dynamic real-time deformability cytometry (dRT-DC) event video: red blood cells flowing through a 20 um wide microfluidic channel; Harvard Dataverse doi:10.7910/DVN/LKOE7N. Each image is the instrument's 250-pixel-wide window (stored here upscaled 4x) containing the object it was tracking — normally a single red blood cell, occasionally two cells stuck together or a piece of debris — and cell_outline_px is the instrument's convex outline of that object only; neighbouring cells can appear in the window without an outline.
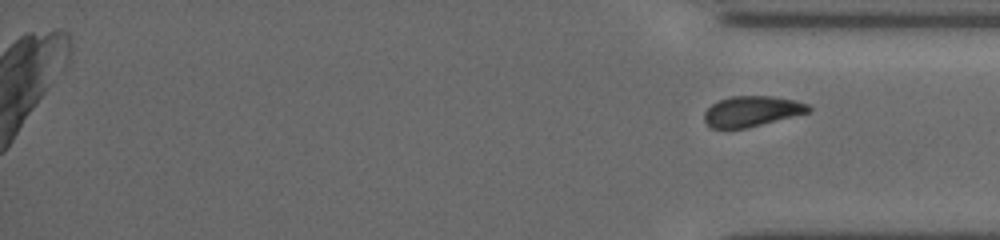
{"species": "common noctule bat (a hibernating species)", "species_latin": "Nyctalus noctula", "temperature_condition": "cold", "stored_images_in_passage": 39, "camera_frame_rate_fps": 3000, "um_per_image_px": 0.085, "animal": {"sex": "female", "body_mass_g": 19.5, "forearm_length_mm": 54.1}, "frame": {"image": 1, "passage_image": 39, "time_ms": 14.667, "image_size_px": [1000, 240], "cell_outline_px": [[812, 108], [808, 112], [744, 128], [712, 128], [704, 120], [704, 112], [712, 104], [720, 100], [732, 96], [772, 96], [796, 100], [808, 104]], "centroid_in_image_um": [63.89, 9.44], "position_along_channel_um": 371.3, "area_um2": 18.15}}